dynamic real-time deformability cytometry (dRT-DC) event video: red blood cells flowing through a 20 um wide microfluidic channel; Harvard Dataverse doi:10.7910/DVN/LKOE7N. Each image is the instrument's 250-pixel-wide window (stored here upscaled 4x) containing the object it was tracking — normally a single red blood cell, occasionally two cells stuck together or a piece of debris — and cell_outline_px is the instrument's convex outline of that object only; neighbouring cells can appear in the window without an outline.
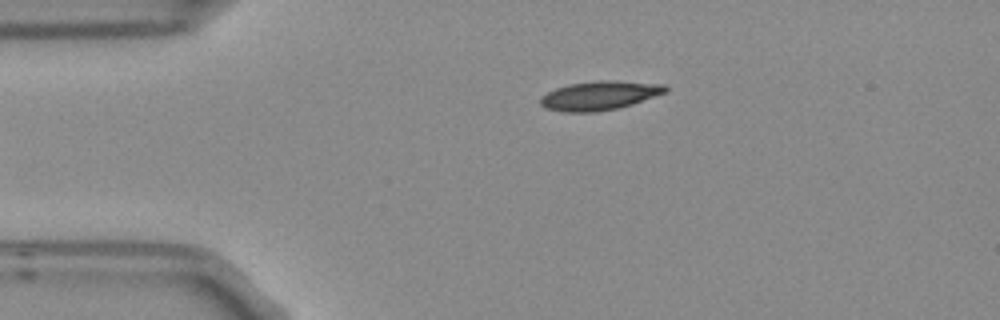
{"species": "Egyptian fruit bat (a non-hibernating species)", "species_latin": "Rousettus aegyptiacus", "temperature_condition": "room temperature", "stored_images_in_passage": 5, "camera_frame_rate_fps": 3000, "um_per_image_px": 0.085, "frame": {"image": 1, "passage_image": 5, "time_ms": 1.333, "image_size_px": [1000, 320], "cell_outline_px": [[668, 92], [632, 104], [616, 108], [596, 112], [564, 112], [544, 108], [540, 104], [540, 96], [556, 88], [568, 84], [596, 80], [616, 80], [664, 84], [668, 88]], "centroid_in_image_um": [50.96, 8.11], "position_along_channel_um": 34.0, "area_um2": 21.33}}